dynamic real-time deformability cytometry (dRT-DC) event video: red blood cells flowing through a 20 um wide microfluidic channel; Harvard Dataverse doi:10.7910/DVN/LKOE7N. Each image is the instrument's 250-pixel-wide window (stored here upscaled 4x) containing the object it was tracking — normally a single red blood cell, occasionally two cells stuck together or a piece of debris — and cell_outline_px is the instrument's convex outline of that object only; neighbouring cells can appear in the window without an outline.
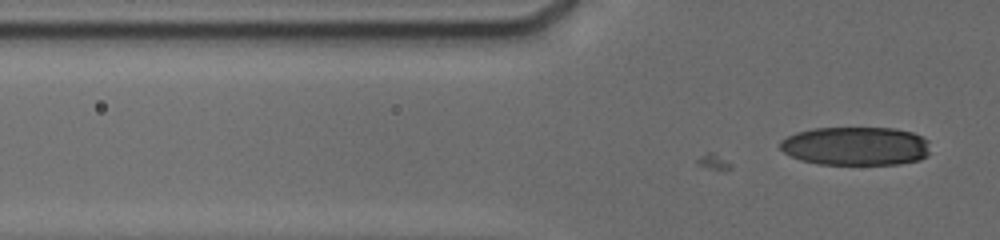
{"species": "human", "species_latin": "Homo sapiens", "temperature_condition": "cold", "stored_images_in_passage": 2, "camera_frame_rate_fps": 3000, "um_per_image_px": 0.085, "donor": {"sex": "male"}, "frame": {"image": 1, "passage_image": 2, "time_ms": 0.333, "image_size_px": [1000, 240], "cell_outline_px": [[928, 156], [920, 160], [900, 164], [820, 164], [800, 160], [784, 152], [780, 148], [780, 140], [796, 132], [812, 128], [896, 128], [912, 132], [928, 140]], "centroid_in_image_um": [72.74, 12.41], "position_along_channel_um": 53.1, "area_um2": 33.93}}